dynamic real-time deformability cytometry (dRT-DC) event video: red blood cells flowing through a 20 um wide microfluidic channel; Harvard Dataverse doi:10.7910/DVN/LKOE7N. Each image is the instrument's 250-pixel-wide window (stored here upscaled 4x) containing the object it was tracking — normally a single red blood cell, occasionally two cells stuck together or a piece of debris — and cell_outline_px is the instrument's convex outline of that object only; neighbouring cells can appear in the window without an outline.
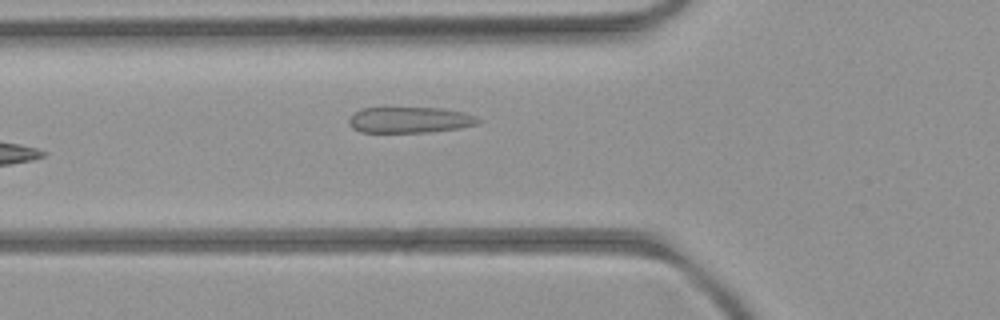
{"species": "common noctule bat (a hibernating species)", "species_latin": "Nyctalus noctula", "temperature_condition": "room temperature", "stored_images_in_passage": 7, "camera_frame_rate_fps": 3000, "um_per_image_px": 0.085, "animal": {"sex": "female", "body_mass_g": 21.9}, "frame": {"image": 1, "passage_image": 7, "time_ms": 7.0, "image_size_px": [1000, 320], "cell_outline_px": [[484, 120], [480, 124], [456, 128], [428, 132], [360, 132], [352, 128], [348, 124], [348, 120], [356, 112], [364, 108], [440, 108], [464, 112], [476, 116]], "centroid_in_image_um": [34.88, 10.19], "position_along_channel_um": 90.9, "area_um2": 19.54}}